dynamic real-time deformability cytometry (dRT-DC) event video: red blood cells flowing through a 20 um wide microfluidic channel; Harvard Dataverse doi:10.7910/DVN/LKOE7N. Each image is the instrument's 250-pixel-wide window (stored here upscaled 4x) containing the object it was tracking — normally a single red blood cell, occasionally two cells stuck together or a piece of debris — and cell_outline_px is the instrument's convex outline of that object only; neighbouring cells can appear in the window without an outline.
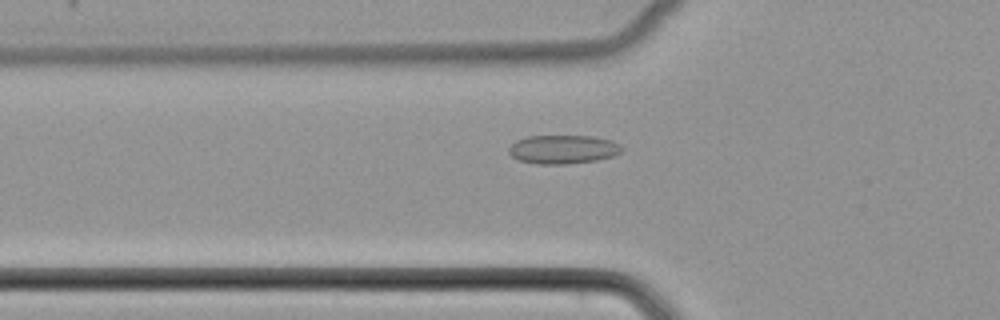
{"species": "common noctule bat (a hibernating species)", "species_latin": "Nyctalus noctula", "temperature_condition": "cold", "stored_images_in_passage": 52, "camera_frame_rate_fps": 3000, "um_per_image_px": 0.085, "animal": {"sex": "female", "body_mass_g": 22.7, "forearm_length_mm": 54.2}, "frame": {"image": 1, "passage_image": 18, "time_ms": 5.667, "image_size_px": [1000, 320], "cell_outline_px": [[624, 148], [620, 152], [612, 156], [596, 160], [568, 164], [536, 164], [520, 160], [512, 156], [508, 152], [508, 148], [516, 140], [528, 136], [592, 136], [612, 140], [620, 144]], "centroid_in_image_um": [47.86, 12.69], "position_along_channel_um": 77.9, "area_um2": 18.96}}
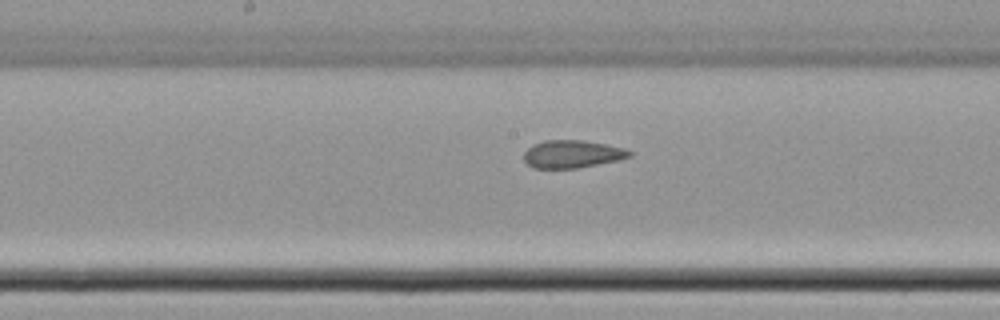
{"frame": {"image": 2, "passage_image": 27, "time_ms": 8.667, "image_size_px": [1000, 320], "cell_outline_px": [[632, 156], [620, 160], [576, 168], [532, 168], [524, 160], [524, 152], [532, 144], [544, 140], [584, 140], [624, 148], [632, 152]], "centroid_in_image_um": [48.63, 13.09], "position_along_channel_um": 199.6, "area_um2": 17.11}}
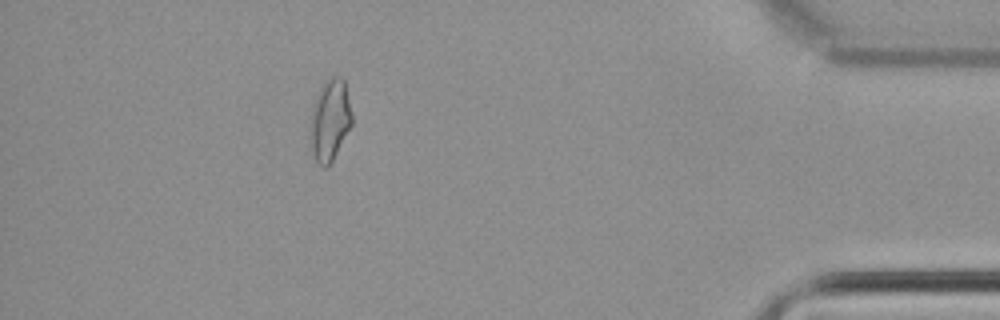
{"frame": {"image": 3, "passage_image": 46, "time_ms": 15.0, "image_size_px": [1000, 320], "cell_outline_px": [[352, 124], [328, 168], [324, 168], [316, 164], [312, 152], [308, 136], [308, 124], [312, 104], [324, 80], [332, 76], [340, 76], [344, 80], [352, 116]], "centroid_in_image_um": [27.98, 10.24], "position_along_channel_um": 407.2, "area_um2": 20.4}}